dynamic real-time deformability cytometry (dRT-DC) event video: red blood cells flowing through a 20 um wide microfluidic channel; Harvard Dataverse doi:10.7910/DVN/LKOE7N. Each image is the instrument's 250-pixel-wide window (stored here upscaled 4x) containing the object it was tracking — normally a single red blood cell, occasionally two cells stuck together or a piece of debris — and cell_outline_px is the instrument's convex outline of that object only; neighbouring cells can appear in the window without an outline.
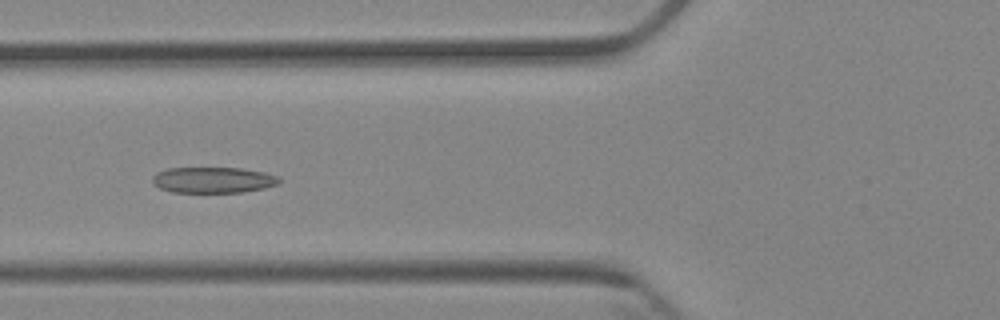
{"species": "Egyptian fruit bat (a non-hibernating species)", "species_latin": "Rousettus aegyptiacus", "temperature_condition": "cold", "stored_images_in_passage": 8, "camera_frame_rate_fps": 3000, "um_per_image_px": 0.085, "animal": {"sex": "female"}, "frame": {"image": 1, "passage_image": 5, "time_ms": 4.667, "image_size_px": [1000, 320], "cell_outline_px": [[280, 184], [264, 188], [240, 192], [172, 192], [160, 188], [152, 184], [152, 176], [156, 172], [168, 168], [240, 168], [264, 172], [276, 176], [280, 180]], "centroid_in_image_um": [18.08, 15.3], "position_along_channel_um": 107.7, "area_um2": 19.13}}
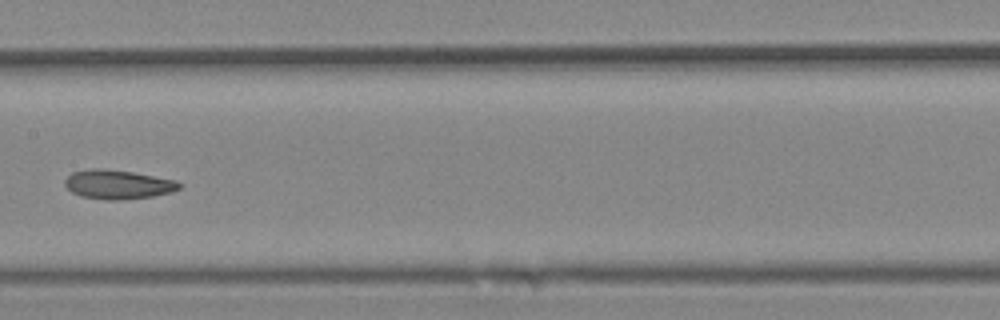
{"frame": {"image": 2, "passage_image": 7, "time_ms": 7.0, "image_size_px": [1000, 320], "cell_outline_px": [[184, 184], [180, 188], [172, 192], [152, 196], [120, 200], [104, 200], [80, 196], [72, 192], [64, 184], [64, 180], [72, 172], [88, 168], [104, 168], [132, 172], [176, 180]], "centroid_in_image_um": [10.02, 15.67], "position_along_channel_um": 197.4, "area_um2": 19.59}}
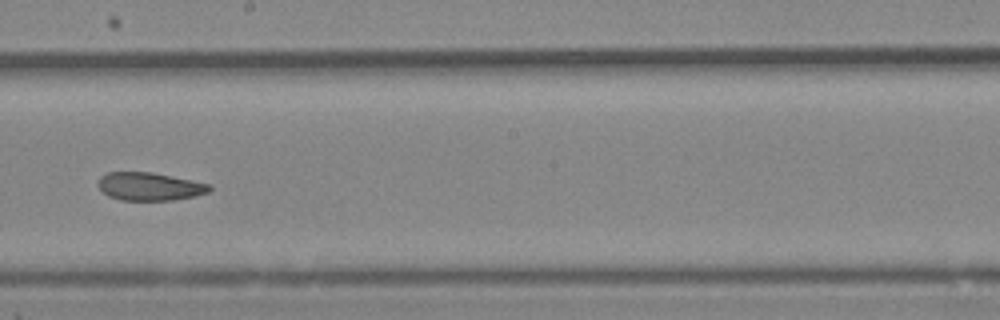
{"frame": {"image": 3, "passage_image": 8, "time_ms": 8.0, "image_size_px": [1000, 320], "cell_outline_px": [[212, 188], [208, 192], [192, 196], [172, 200], [120, 200], [108, 196], [96, 184], [100, 176], [108, 172], [152, 172], [212, 184]], "centroid_in_image_um": [12.7, 15.84], "position_along_channel_um": 235.5, "area_um2": 18.21}}